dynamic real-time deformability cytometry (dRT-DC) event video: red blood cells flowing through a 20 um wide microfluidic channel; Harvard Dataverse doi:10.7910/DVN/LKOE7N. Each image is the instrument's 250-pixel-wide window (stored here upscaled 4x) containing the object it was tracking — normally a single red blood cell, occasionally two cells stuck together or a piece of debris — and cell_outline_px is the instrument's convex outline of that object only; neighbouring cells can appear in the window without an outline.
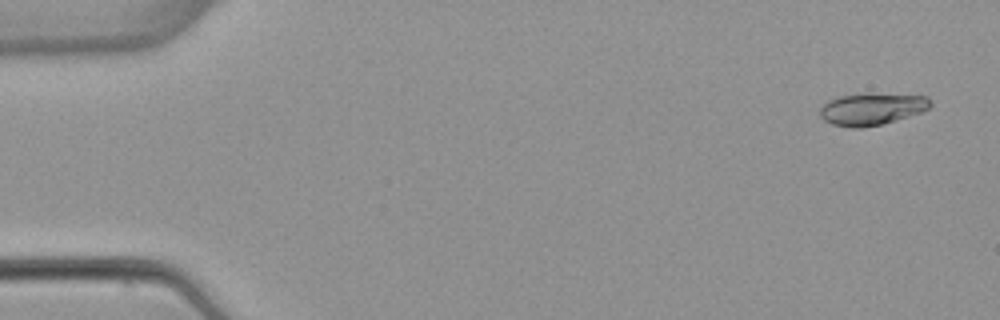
{"species": "common noctule bat (a hibernating species)", "species_latin": "Nyctalus noctula", "temperature_condition": "warm", "stored_images_in_passage": 5, "camera_frame_rate_fps": 3000, "um_per_image_px": 0.085, "animal": {"sex": "female", "body_mass_g": 22.7, "forearm_length_mm": 54.2}, "frame": {"image": 1, "passage_image": 1, "time_ms": 0.0, "image_size_px": [1000, 320], "cell_outline_px": [[932, 104], [928, 108], [920, 112], [908, 116], [880, 124], [860, 128], [852, 128], [832, 124], [824, 120], [820, 116], [820, 108], [828, 100], [836, 96], [864, 92], [928, 96]], "centroid_in_image_um": [74.07, 9.23], "position_along_channel_um": 10.9, "area_um2": 20.81}}
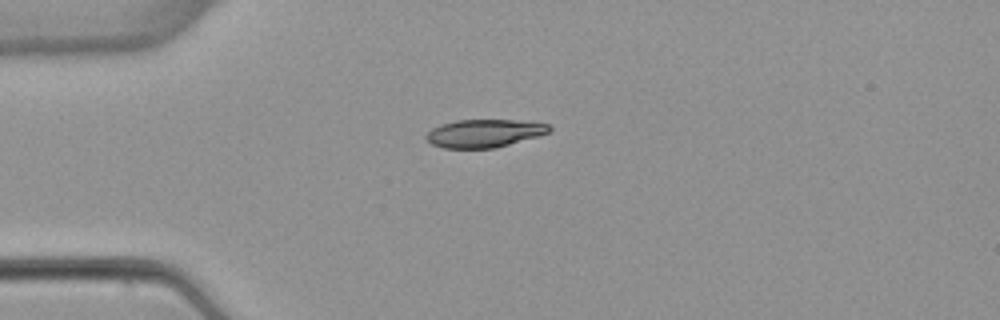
{"frame": {"image": 2, "passage_image": 4, "time_ms": 3.667, "image_size_px": [1000, 320], "cell_outline_px": [[552, 128], [548, 132], [540, 136], [496, 148], [444, 148], [432, 144], [424, 136], [432, 128], [440, 124], [456, 120], [516, 120], [548, 124]], "centroid_in_image_um": [41.16, 11.33], "position_along_channel_um": 43.8, "area_um2": 20.11}}